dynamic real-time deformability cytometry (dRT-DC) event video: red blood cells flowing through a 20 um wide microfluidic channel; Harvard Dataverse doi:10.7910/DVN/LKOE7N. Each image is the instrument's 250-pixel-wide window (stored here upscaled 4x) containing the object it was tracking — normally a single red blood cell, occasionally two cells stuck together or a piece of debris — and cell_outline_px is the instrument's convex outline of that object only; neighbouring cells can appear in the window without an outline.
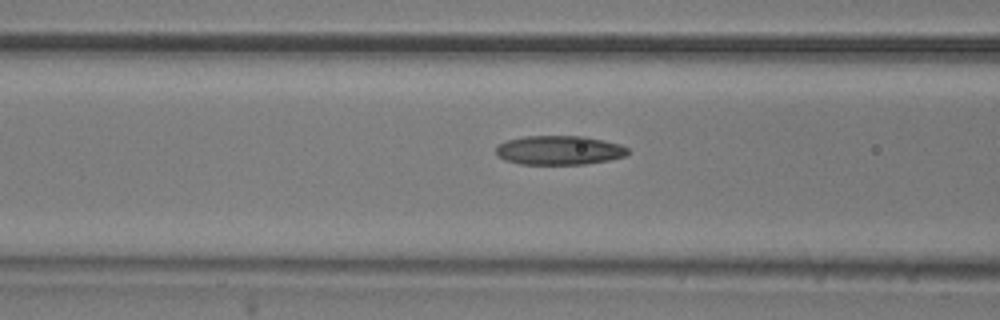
{"species": "common noctule bat (a hibernating species)", "species_latin": "Nyctalus noctula", "temperature_condition": "room temperature", "stored_images_in_passage": 16, "camera_frame_rate_fps": 3000, "um_per_image_px": 0.085, "animal": {"sex": "male", "body_mass_g": 20.5, "forearm_length_mm": 52.5}, "frame": {"image": 1, "passage_image": 14, "time_ms": 4.333, "image_size_px": [1000, 320], "cell_outline_px": [[628, 152], [624, 156], [608, 160], [584, 164], [520, 164], [504, 160], [496, 156], [496, 148], [500, 144], [508, 140], [524, 136], [584, 136], [604, 140], [620, 144], [628, 148]], "centroid_in_image_um": [47.51, 12.77], "position_along_channel_um": 119.1, "area_um2": 22.37}}